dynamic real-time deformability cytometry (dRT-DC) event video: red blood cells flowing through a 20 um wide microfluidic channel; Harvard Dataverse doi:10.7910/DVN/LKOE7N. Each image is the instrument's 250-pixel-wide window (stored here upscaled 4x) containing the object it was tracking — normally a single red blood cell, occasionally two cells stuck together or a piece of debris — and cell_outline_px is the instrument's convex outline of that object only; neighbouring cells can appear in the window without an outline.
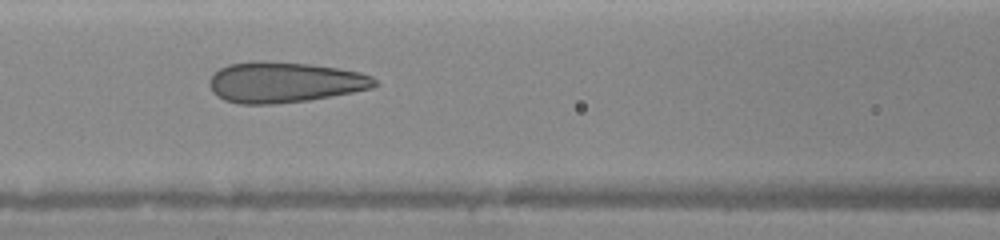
{"species": "human", "species_latin": "Homo sapiens", "temperature_condition": "warm", "stored_images_in_passage": 14, "camera_frame_rate_fps": 3000, "um_per_image_px": 0.085, "donor": {"sex": "female"}, "frame": {"image": 1, "passage_image": 10, "time_ms": 3.0, "image_size_px": [1000, 240], "cell_outline_px": [[376, 84], [372, 88], [332, 96], [308, 100], [272, 104], [240, 104], [224, 100], [216, 96], [212, 92], [208, 84], [208, 80], [220, 68], [228, 64], [260, 60], [264, 60], [308, 64], [336, 68], [360, 72], [372, 76], [376, 80]], "centroid_in_image_um": [24.13, 6.99], "position_along_channel_um": 142.5, "area_um2": 39.19}}
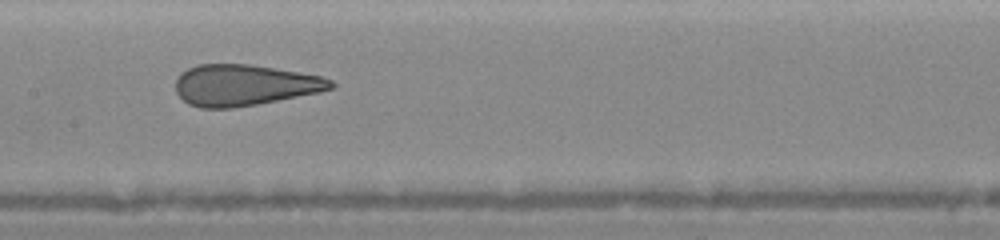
{"frame": {"image": 2, "passage_image": 12, "time_ms": 4.0, "image_size_px": [1000, 240], "cell_outline_px": [[336, 84], [332, 88], [320, 92], [256, 104], [232, 108], [200, 108], [188, 104], [176, 92], [176, 80], [188, 68], [200, 64], [248, 64], [320, 76], [332, 80]], "centroid_in_image_um": [20.76, 7.24], "position_along_channel_um": 186.6, "area_um2": 36.76}}
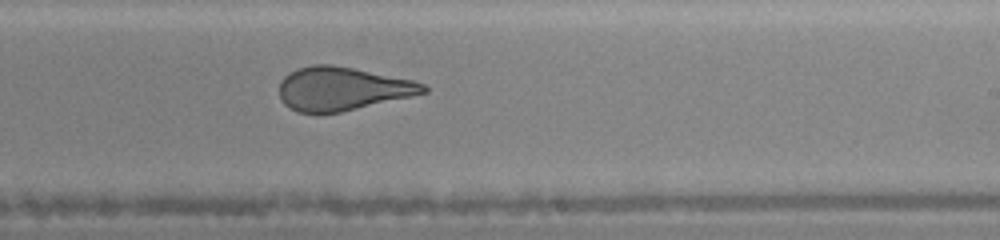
{"frame": {"image": 3, "passage_image": 14, "time_ms": 5.667, "image_size_px": [1000, 240], "cell_outline_px": [[428, 92], [412, 96], [340, 112], [296, 112], [288, 108], [284, 104], [280, 96], [280, 80], [288, 72], [296, 68], [312, 64], [332, 64], [412, 80], [424, 84], [428, 88]], "centroid_in_image_um": [29.05, 7.53], "position_along_channel_um": 259.9, "area_um2": 36.36}}